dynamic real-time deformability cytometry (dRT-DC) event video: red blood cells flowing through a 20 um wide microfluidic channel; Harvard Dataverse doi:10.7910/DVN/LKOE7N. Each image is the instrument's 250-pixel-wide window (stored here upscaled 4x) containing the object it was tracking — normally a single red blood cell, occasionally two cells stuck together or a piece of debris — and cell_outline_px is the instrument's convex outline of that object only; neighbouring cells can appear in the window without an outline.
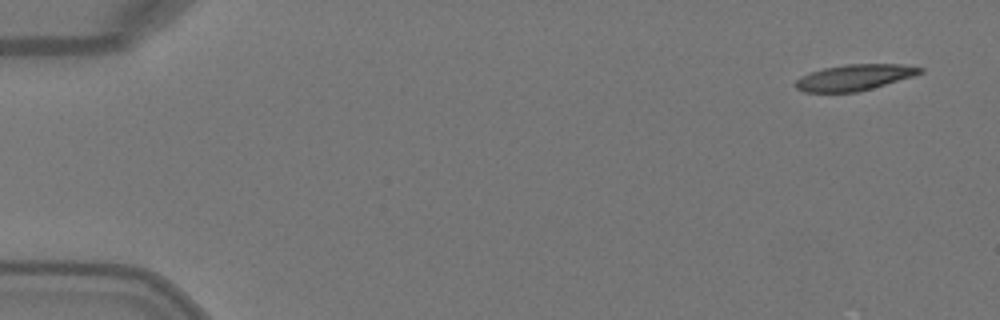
{"species": "Egyptian fruit bat (a non-hibernating species)", "species_latin": "Rousettus aegyptiacus", "temperature_condition": "warm", "stored_images_in_passage": 3, "camera_frame_rate_fps": 3000, "um_per_image_px": 0.085, "animal": {"sex": "female"}, "frame": {"image": 1, "passage_image": 1, "time_ms": 0.0, "image_size_px": [1000, 320], "cell_outline_px": [[924, 72], [912, 76], [872, 88], [856, 92], [804, 92], [796, 88], [792, 84], [800, 76], [824, 68], [844, 64], [904, 64], [924, 68]], "centroid_in_image_um": [72.6, 6.58], "position_along_channel_um": 12.4, "area_um2": 18.84}}